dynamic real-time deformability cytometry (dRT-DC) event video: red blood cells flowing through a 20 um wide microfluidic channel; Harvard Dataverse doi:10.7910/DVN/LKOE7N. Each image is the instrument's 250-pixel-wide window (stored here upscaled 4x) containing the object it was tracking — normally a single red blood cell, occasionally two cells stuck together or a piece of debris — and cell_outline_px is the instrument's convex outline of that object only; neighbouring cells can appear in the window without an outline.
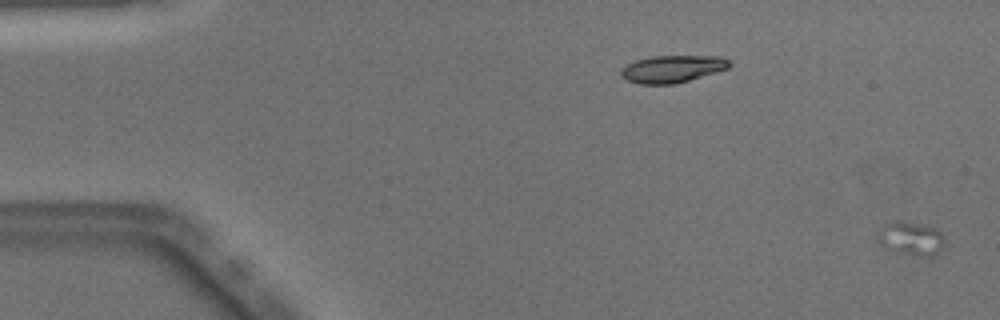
{"species": "Egyptian fruit bat (a non-hibernating species)", "species_latin": "Rousettus aegyptiacus", "temperature_condition": "warm", "stored_images_in_passage": 25, "camera_frame_rate_fps": 3000, "um_per_image_px": 0.085, "animal": {"sex": "male"}, "frame": {"image": 1, "passage_image": 1, "time_ms": 0.0, "image_size_px": [1000, 320], "cell_outline_px": [[944, 248], [936, 256], [920, 256], [892, 252], [884, 248], [876, 240], [876, 236], [884, 224], [892, 220], [900, 220], [924, 224], [936, 228], [940, 232], [944, 240]], "centroid_in_image_um": [77.41, 20.28], "position_along_channel_um": 7.6, "area_um2": 13.7}}
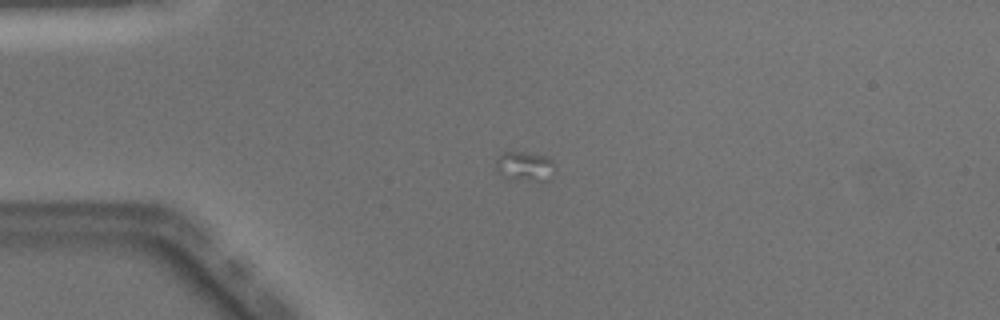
{"frame": {"image": 2, "passage_image": 13, "time_ms": 4.0, "image_size_px": [1000, 320], "cell_outline_px": [[556, 172], [548, 180], [508, 180], [496, 168], [496, 160], [504, 152], [524, 152], [548, 156], [552, 160]], "centroid_in_image_um": [44.65, 14.14], "position_along_channel_um": 40.3, "area_um2": 10.23}}